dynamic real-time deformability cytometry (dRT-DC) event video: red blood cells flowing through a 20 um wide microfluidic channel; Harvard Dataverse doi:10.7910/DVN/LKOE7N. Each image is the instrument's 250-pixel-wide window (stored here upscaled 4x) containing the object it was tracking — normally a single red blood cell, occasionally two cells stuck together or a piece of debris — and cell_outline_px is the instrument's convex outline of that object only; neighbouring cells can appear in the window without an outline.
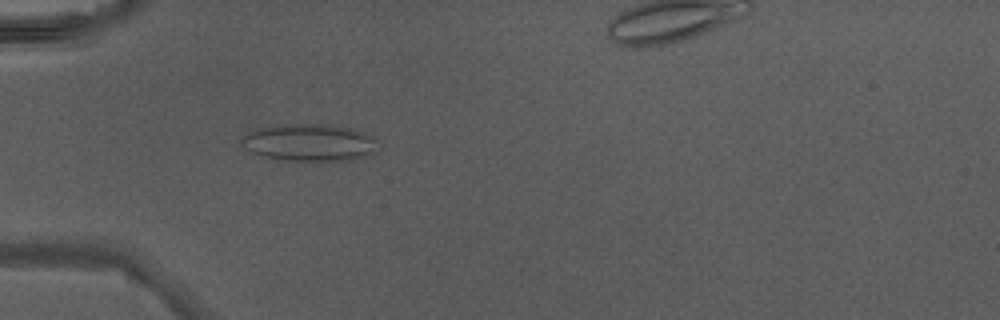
{"species": "Egyptian fruit bat (a non-hibernating species)", "species_latin": "Rousettus aegyptiacus", "temperature_condition": "warm", "stored_images_in_passage": 11, "camera_frame_rate_fps": 3000, "um_per_image_px": 0.085, "animal": {"sex": "male"}, "frame": {"image": 1, "passage_image": 5, "time_ms": 1.333, "image_size_px": [1000, 320], "cell_outline_px": [[380, 140], [376, 152], [356, 160], [320, 164], [304, 164], [280, 160], [264, 156], [252, 152], [248, 148], [244, 140], [244, 136], [256, 128], [276, 124], [332, 124], [352, 128], [372, 136]], "centroid_in_image_um": [26.43, 12.17], "position_along_channel_um": 58.6, "area_um2": 30.98}}